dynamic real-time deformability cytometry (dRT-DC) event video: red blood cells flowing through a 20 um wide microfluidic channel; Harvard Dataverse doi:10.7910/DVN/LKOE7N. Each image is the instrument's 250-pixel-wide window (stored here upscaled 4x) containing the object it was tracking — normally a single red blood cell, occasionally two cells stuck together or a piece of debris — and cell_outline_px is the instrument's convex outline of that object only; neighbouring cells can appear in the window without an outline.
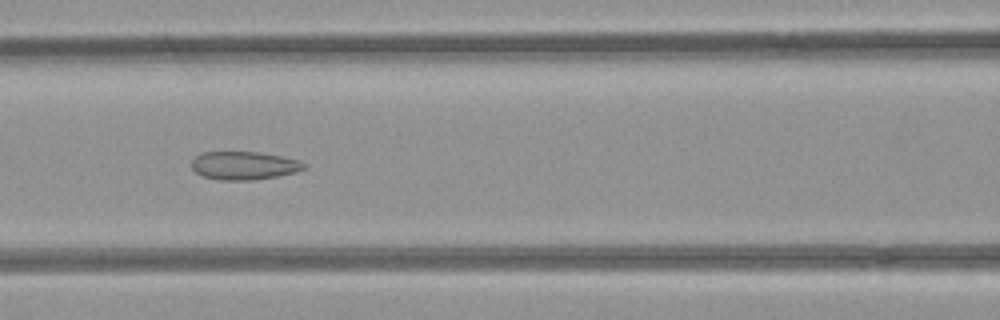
{"species": "common noctule bat (a hibernating species)", "species_latin": "Nyctalus noctula", "temperature_condition": "room temperature", "stored_images_in_passage": 51, "camera_frame_rate_fps": 3000, "um_per_image_px": 0.085, "animal": {"sex": "female", "body_mass_g": 21.9}, "frame": {"image": 1, "passage_image": 22, "time_ms": 7.0, "image_size_px": [1000, 320], "cell_outline_px": [[308, 164], [304, 168], [296, 172], [276, 176], [252, 180], [220, 180], [204, 176], [196, 172], [192, 168], [192, 160], [196, 156], [204, 152], [260, 152], [280, 156], [296, 160]], "centroid_in_image_um": [20.74, 14.07], "position_along_channel_um": 145.9, "area_um2": 18.26}}
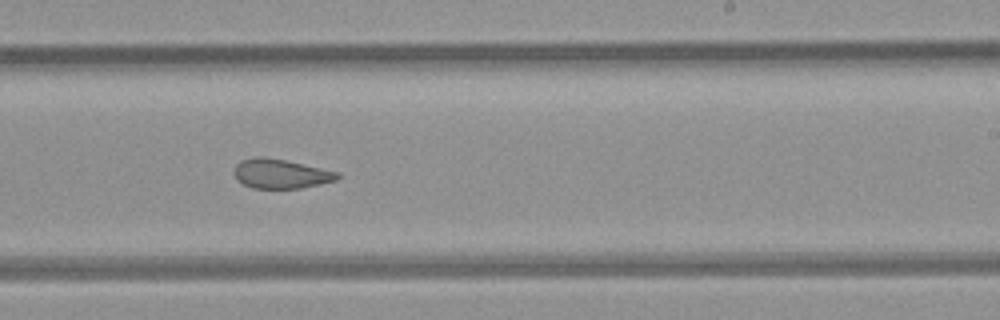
{"frame": {"image": 2, "passage_image": 31, "time_ms": 10.0, "image_size_px": [1000, 320], "cell_outline_px": [[340, 176], [336, 180], [320, 184], [300, 188], [252, 188], [236, 180], [236, 164], [240, 160], [256, 156], [264, 156], [284, 160], [340, 172]], "centroid_in_image_um": [23.87, 14.76], "position_along_channel_um": 265.1, "area_um2": 17.57}}
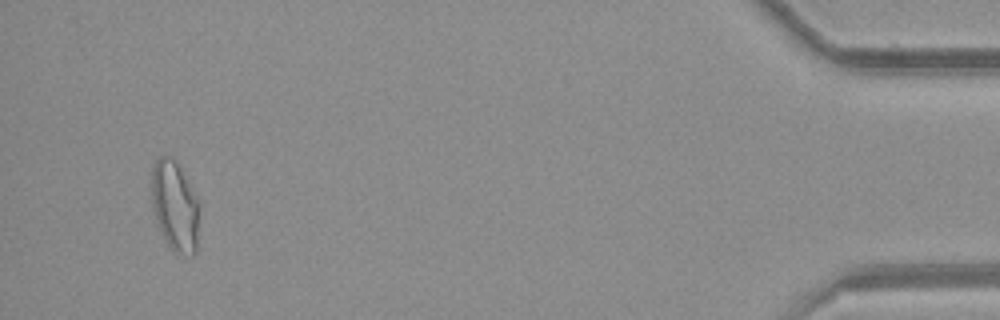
{"frame": {"image": 3, "passage_image": 49, "time_ms": 16.0, "image_size_px": [1000, 320], "cell_outline_px": [[200, 204], [196, 252], [192, 256], [176, 252], [164, 240], [160, 232], [152, 208], [152, 164], [160, 156], [172, 156], [176, 160]], "centroid_in_image_um": [14.87, 17.51], "position_along_channel_um": 420.3, "area_um2": 25.26}, "authors_computed_cell_mechanics": {"area_um2": 20.8658, "velocity_mm_per_s": 3.9912, "shape_relaxation_time_tau1_ms": null, "shape_relaxation_time_tau2_ms": 1.8242, "deformation_change_tau1": null, "deformation_change_tau2": 0.076}}